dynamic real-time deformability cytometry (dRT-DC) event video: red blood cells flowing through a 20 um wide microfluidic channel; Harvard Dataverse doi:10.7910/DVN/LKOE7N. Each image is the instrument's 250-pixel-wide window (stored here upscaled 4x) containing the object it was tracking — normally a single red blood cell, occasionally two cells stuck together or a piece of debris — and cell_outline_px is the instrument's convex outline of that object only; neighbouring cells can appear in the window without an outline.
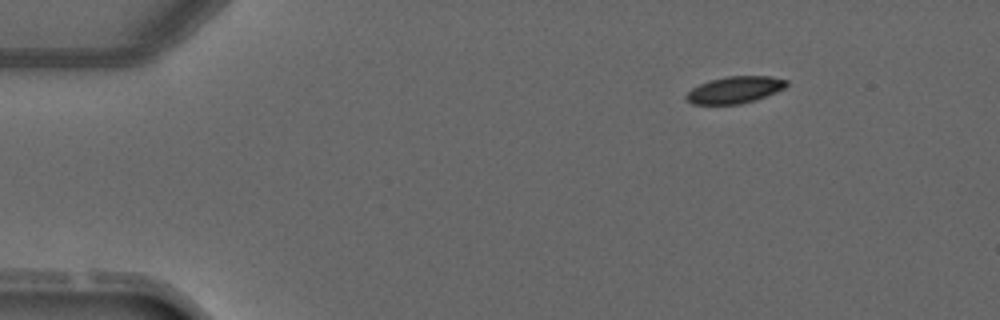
{"species": "common noctule bat (a hibernating species)", "species_latin": "Nyctalus noctula", "temperature_condition": "warm", "stored_images_in_passage": 3, "camera_frame_rate_fps": 3000, "um_per_image_px": 0.085, "animal": {"sex": "male", "forearm_length_mm": 52.5}, "frame": {"image": 1, "passage_image": 1, "time_ms": 0.0, "image_size_px": [1000, 320], "cell_outline_px": [[788, 84], [784, 88], [776, 92], [740, 104], [692, 104], [684, 96], [692, 88], [708, 80], [728, 76], [768, 76], [788, 80]], "centroid_in_image_um": [62.44, 7.62], "position_along_channel_um": 22.6, "area_um2": 15.49}}
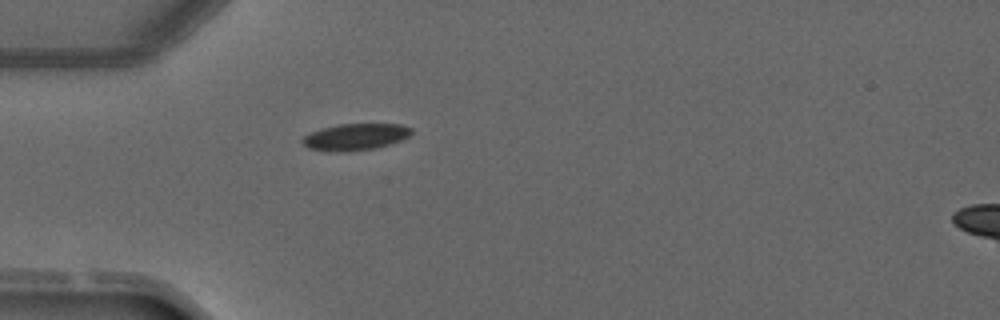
{"frame": {"image": 2, "passage_image": 3, "time_ms": 2.333, "image_size_px": [1000, 320], "cell_outline_px": [[412, 132], [408, 136], [400, 140], [376, 148], [308, 148], [300, 140], [304, 136], [320, 128], [340, 124], [400, 124], [412, 128]], "centroid_in_image_um": [30.26, 11.56], "position_along_channel_um": 54.7, "area_um2": 15.72}}